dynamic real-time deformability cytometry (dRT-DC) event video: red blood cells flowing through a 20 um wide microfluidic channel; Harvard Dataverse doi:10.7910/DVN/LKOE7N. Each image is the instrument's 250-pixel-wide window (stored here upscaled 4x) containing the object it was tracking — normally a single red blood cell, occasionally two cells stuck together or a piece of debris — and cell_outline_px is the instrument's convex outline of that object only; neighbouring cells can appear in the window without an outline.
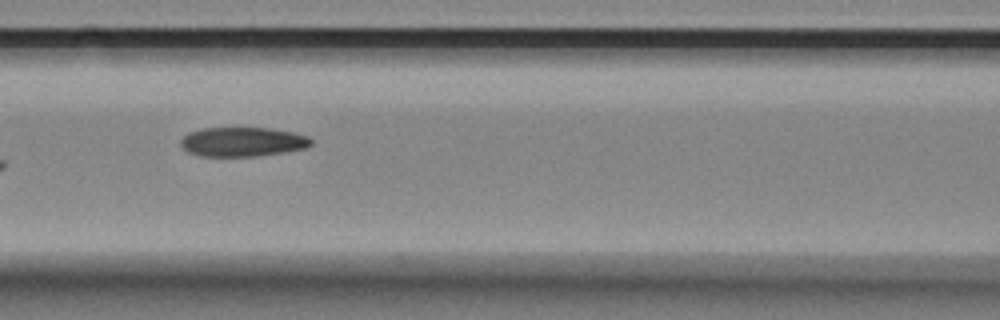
{"species": "Egyptian fruit bat (a non-hibernating species)", "species_latin": "Rousettus aegyptiacus", "temperature_condition": "room temperature", "stored_images_in_passage": 6, "camera_frame_rate_fps": 3000, "um_per_image_px": 0.085, "animal": {"sex": "female"}, "frame": {"image": 1, "passage_image": 5, "time_ms": 5.667, "image_size_px": [1000, 320], "cell_outline_px": [[312, 144], [308, 148], [284, 152], [256, 156], [200, 156], [188, 152], [180, 144], [180, 140], [188, 132], [204, 128], [268, 128], [292, 132], [308, 136], [312, 140]], "centroid_in_image_um": [20.63, 12.06], "position_along_channel_um": 146.0, "area_um2": 22.31}}
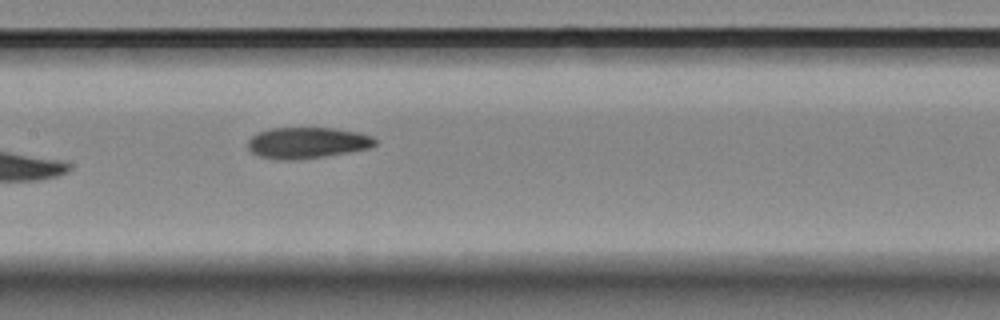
{"frame": {"image": 2, "passage_image": 6, "time_ms": 6.667, "image_size_px": [1000, 320], "cell_outline_px": [[376, 144], [368, 148], [348, 152], [324, 156], [296, 160], [280, 160], [260, 156], [252, 152], [248, 148], [248, 140], [256, 132], [268, 128], [332, 128], [360, 132], [372, 136], [376, 140]], "centroid_in_image_um": [26.09, 12.13], "position_along_channel_um": 181.3, "area_um2": 23.12}}